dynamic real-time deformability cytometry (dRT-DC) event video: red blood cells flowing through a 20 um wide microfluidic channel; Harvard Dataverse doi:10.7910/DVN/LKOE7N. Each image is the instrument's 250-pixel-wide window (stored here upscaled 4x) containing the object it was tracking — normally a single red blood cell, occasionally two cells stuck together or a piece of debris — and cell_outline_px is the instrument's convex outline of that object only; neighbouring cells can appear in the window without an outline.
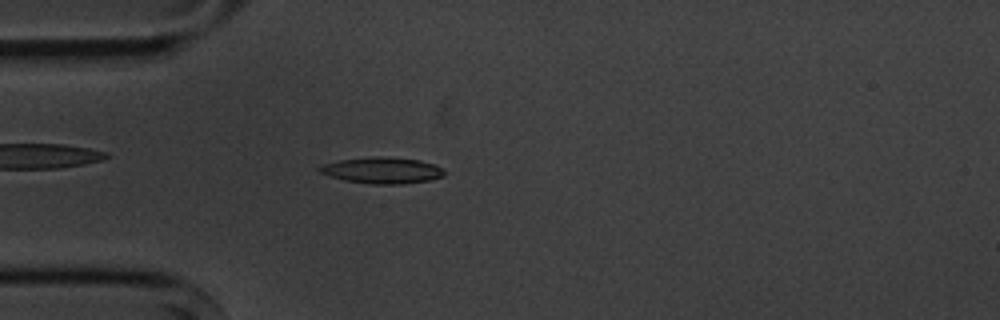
{"species": "common noctule bat (a hibernating species)", "species_latin": "Nyctalus noctula", "temperature_condition": "cold", "stored_images_in_passage": 5, "camera_frame_rate_fps": 3000, "um_per_image_px": 0.085, "animal": {"sex": "male", "body_mass_g": 20.1, "forearm_length_mm": 53.5}, "frame": {"image": 1, "passage_image": 5, "time_ms": 5.0, "image_size_px": [1000, 320], "cell_outline_px": [[448, 172], [444, 176], [428, 180], [400, 184], [372, 184], [344, 180], [328, 176], [320, 172], [316, 168], [320, 164], [340, 160], [372, 156], [380, 156], [420, 160], [436, 164]], "centroid_in_image_um": [32.48, 14.47], "position_along_channel_um": 52.5, "area_um2": 19.31}}